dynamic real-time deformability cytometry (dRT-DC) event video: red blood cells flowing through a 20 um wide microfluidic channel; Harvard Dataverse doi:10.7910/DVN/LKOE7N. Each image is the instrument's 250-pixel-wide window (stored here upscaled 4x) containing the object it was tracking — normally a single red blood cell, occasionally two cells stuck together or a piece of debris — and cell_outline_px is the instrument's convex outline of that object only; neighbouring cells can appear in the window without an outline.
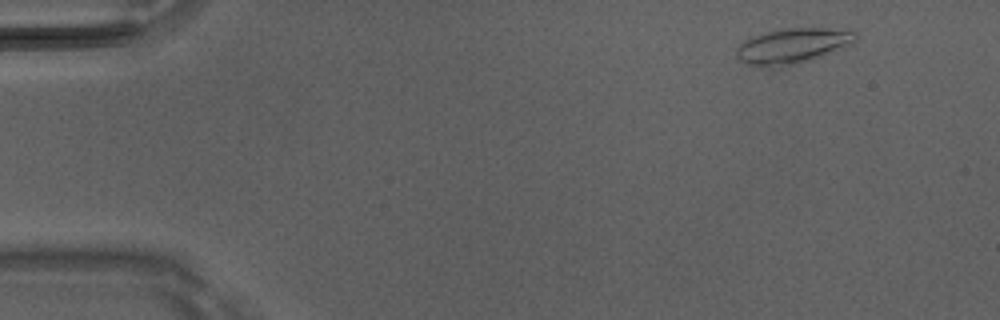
{"species": "Egyptian fruit bat (a non-hibernating species)", "species_latin": "Rousettus aegyptiacus", "temperature_condition": "room temperature", "stored_images_in_passage": 5, "camera_frame_rate_fps": 3000, "um_per_image_px": 0.085, "animal": {"sex": "male"}, "frame": {"image": 1, "passage_image": 2, "time_ms": 0.333, "image_size_px": [1000, 320], "cell_outline_px": [[856, 40], [852, 44], [844, 48], [812, 60], [776, 68], [764, 68], [748, 64], [740, 60], [736, 56], [736, 48], [744, 40], [752, 36], [768, 32], [788, 28], [828, 28], [856, 32]], "centroid_in_image_um": [67.35, 3.92], "position_along_channel_um": 17.6, "area_um2": 24.62}}